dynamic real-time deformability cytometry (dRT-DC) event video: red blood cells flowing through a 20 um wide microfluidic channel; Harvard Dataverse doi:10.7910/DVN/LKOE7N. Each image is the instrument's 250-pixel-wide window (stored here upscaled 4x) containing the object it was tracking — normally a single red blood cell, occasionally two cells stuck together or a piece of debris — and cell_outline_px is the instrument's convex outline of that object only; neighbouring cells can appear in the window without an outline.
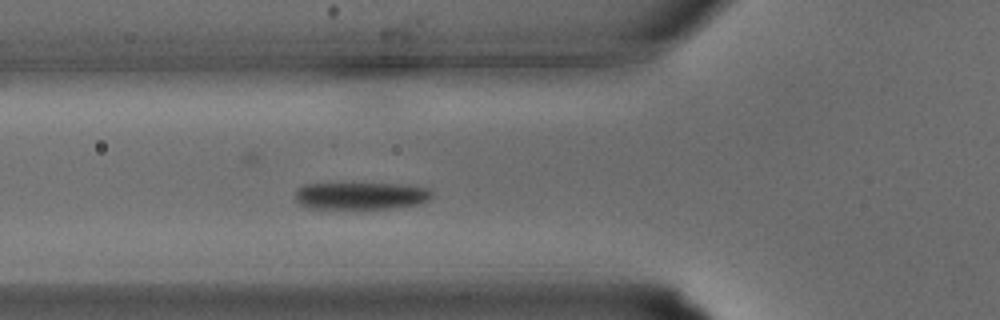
{"species": "common noctule bat (a hibernating species)", "species_latin": "Nyctalus noctula", "temperature_condition": "warm", "stored_images_in_passage": 25, "camera_frame_rate_fps": 3000, "um_per_image_px": 0.085, "animal": {"sex": "male", "body_mass_g": 15.6}, "frame": {"image": 1, "passage_image": 2, "time_ms": 0.333, "image_size_px": [1000, 320], "cell_outline_px": [[432, 200], [416, 204], [392, 208], [312, 208], [300, 204], [296, 200], [296, 192], [304, 184], [396, 184], [428, 188], [432, 192]], "centroid_in_image_um": [30.71, 16.64], "position_along_channel_um": 95.1, "area_um2": 21.33}}
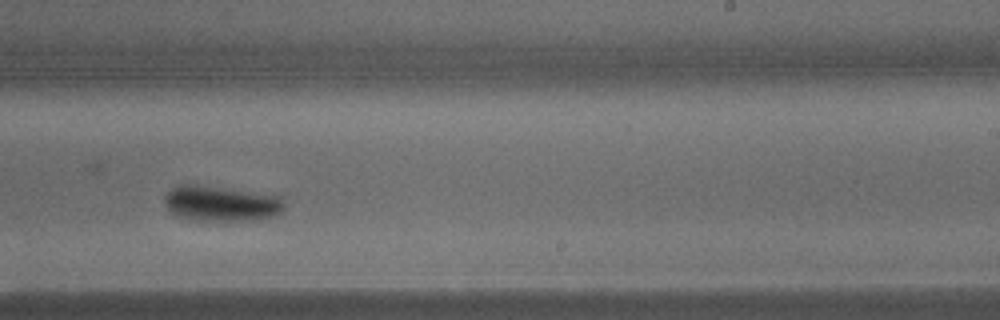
{"frame": {"image": 2, "passage_image": 11, "time_ms": 3.333, "image_size_px": [1000, 320], "cell_outline_px": [[284, 208], [276, 216], [252, 220], [192, 220], [176, 216], [164, 204], [164, 196], [176, 184], [196, 184], [280, 196], [284, 204]], "centroid_in_image_um": [18.75, 17.29], "position_along_channel_um": 270.2, "area_um2": 24.68}}
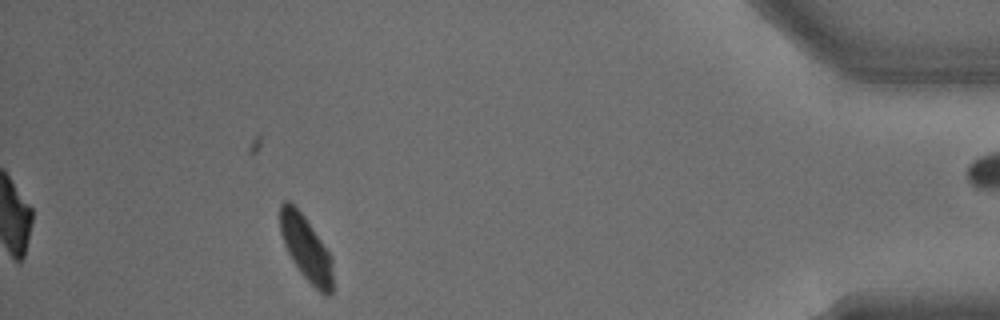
{"frame": {"image": 3, "passage_image": 21, "time_ms": 6.667, "image_size_px": [1000, 320], "cell_outline_px": [[332, 292], [328, 296], [324, 296], [300, 272], [292, 260], [284, 244], [280, 232], [280, 204], [284, 200], [288, 200], [304, 216], [328, 252], [332, 260]], "centroid_in_image_um": [26.0, 21.11], "position_along_channel_um": 409.2, "area_um2": 19.48}}